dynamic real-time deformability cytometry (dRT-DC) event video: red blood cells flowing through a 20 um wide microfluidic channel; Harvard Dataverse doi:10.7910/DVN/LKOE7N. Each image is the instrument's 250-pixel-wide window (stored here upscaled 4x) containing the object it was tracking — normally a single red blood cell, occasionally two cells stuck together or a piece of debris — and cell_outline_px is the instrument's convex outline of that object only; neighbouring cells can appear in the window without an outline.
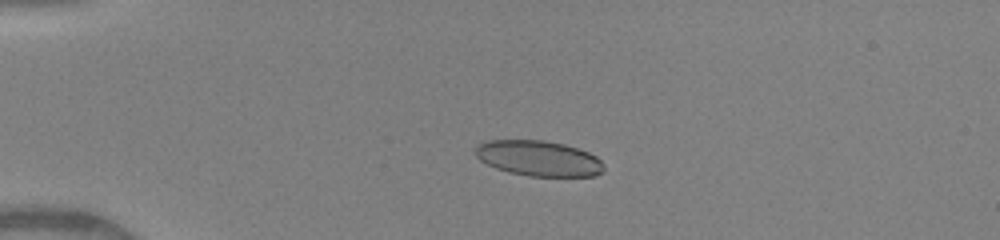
{"species": "human", "species_latin": "Homo sapiens", "temperature_condition": "warm", "stored_images_in_passage": 47, "camera_frame_rate_fps": 3000, "um_per_image_px": 0.085, "donor": {"sex": "female"}, "frame": {"image": 1, "passage_image": 10, "time_ms": 3.0, "image_size_px": [1000, 240], "cell_outline_px": [[604, 172], [596, 176], [528, 176], [508, 172], [496, 168], [480, 160], [476, 156], [476, 148], [480, 144], [488, 140], [544, 140], [564, 144], [588, 152], [596, 156], [604, 164]], "centroid_in_image_um": [45.82, 13.46], "position_along_channel_um": 39.2, "area_um2": 26.53}}
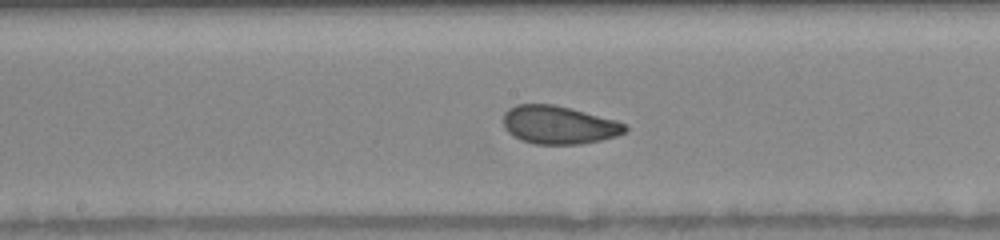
{"frame": {"image": 2, "passage_image": 25, "time_ms": 8.0, "image_size_px": [1000, 240], "cell_outline_px": [[628, 132], [616, 136], [600, 140], [580, 144], [536, 144], [520, 140], [508, 132], [504, 128], [504, 112], [508, 108], [516, 104], [552, 104], [616, 120], [624, 124], [628, 128]], "centroid_in_image_um": [47.48, 10.62], "position_along_channel_um": 200.7, "area_um2": 26.99}}
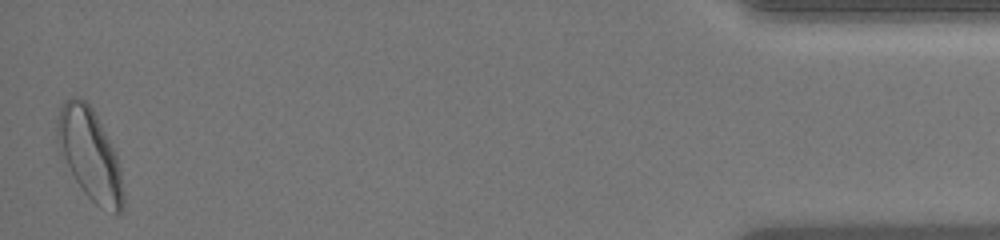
{"frame": {"image": 3, "passage_image": 47, "time_ms": 15.333, "image_size_px": [1000, 240], "cell_outline_px": [[124, 204], [120, 212], [116, 212], [100, 208], [84, 192], [76, 180], [64, 156], [56, 136], [56, 120], [60, 108], [72, 96], [76, 96], [84, 100], [92, 108], [116, 152], [120, 168], [124, 196]], "centroid_in_image_um": [7.66, 13.11], "position_along_channel_um": 427.5, "area_um2": 34.28}, "authors_computed_cell_mechanics": {"area_um2": 26.9926, "velocity_mm_per_s": 4.127, "shape_relaxation_time_tau1_ms": 4.8164, "shape_relaxation_time_tau2_ms": 0.9228, "deformation_change_tau1": 0.1507, "deformation_change_tau2": 0.0681}}